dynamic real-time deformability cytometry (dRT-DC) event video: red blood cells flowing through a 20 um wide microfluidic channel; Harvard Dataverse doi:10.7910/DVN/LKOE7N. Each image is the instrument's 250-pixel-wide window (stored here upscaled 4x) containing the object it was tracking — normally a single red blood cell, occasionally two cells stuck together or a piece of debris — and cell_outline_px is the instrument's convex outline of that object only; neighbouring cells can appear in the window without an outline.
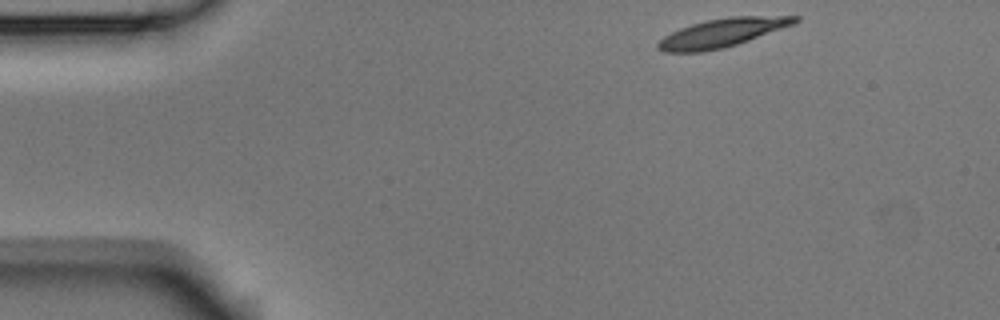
{"species": "Egyptian fruit bat (a non-hibernating species)", "species_latin": "Rousettus aegyptiacus", "temperature_condition": "room temperature", "stored_images_in_passage": 4, "camera_frame_rate_fps": 3000, "um_per_image_px": 0.085, "animal": {"sex": "male"}, "frame": {"image": 1, "passage_image": 1, "time_ms": 0.0, "image_size_px": [1000, 320], "cell_outline_px": [[800, 20], [796, 24], [724, 48], [704, 52], [664, 52], [656, 48], [656, 44], [664, 36], [680, 28], [692, 24], [708, 20], [728, 16], [800, 16]], "centroid_in_image_um": [61.39, 2.79], "position_along_channel_um": 23.6, "area_um2": 22.77}}